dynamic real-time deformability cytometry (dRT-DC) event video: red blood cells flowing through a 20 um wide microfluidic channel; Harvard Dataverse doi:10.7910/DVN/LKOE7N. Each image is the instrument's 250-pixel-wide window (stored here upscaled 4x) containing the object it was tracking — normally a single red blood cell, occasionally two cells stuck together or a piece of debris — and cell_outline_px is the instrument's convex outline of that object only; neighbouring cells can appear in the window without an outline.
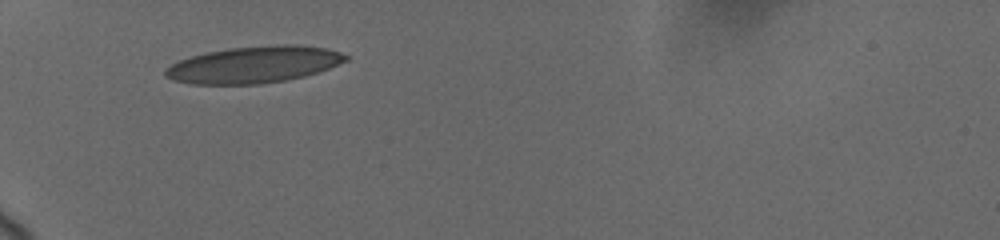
{"species": "human", "species_latin": "Homo sapiens", "temperature_condition": "cold", "stored_images_in_passage": 42, "camera_frame_rate_fps": 3000, "um_per_image_px": 0.085, "donor": {"sex": "female"}, "frame": {"image": 1, "passage_image": 1, "time_ms": 0.0, "image_size_px": [1000, 240], "cell_outline_px": [[348, 60], [328, 68], [304, 76], [284, 80], [260, 84], [192, 84], [172, 80], [164, 76], [164, 68], [180, 60], [192, 56], [208, 52], [232, 48], [280, 44], [292, 44], [328, 48], [340, 52], [348, 56]], "centroid_in_image_um": [21.57, 5.49], "position_along_channel_um": 63.4, "area_um2": 38.32}}
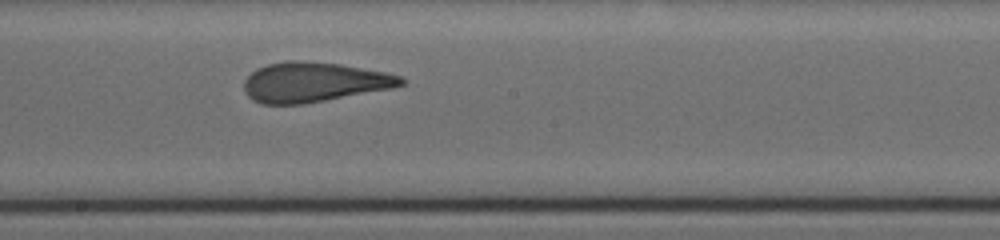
{"frame": {"image": 2, "passage_image": 19, "time_ms": 4.667, "image_size_px": [1000, 240], "cell_outline_px": [[408, 80], [404, 84], [392, 88], [304, 104], [260, 104], [252, 100], [244, 92], [244, 80], [256, 68], [268, 64], [288, 60], [300, 60], [340, 64], [388, 72], [400, 76]], "centroid_in_image_um": [26.68, 6.98], "position_along_channel_um": 221.5, "area_um2": 36.65}}
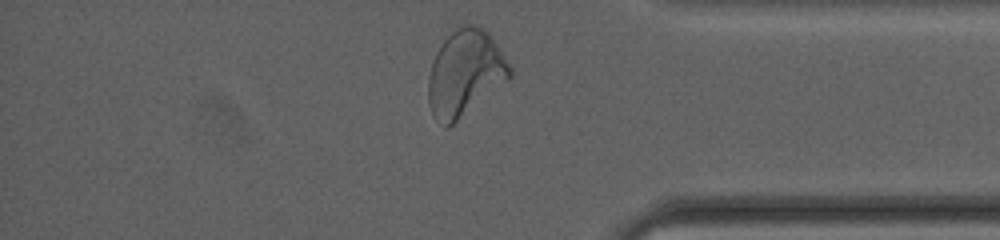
{"frame": {"image": 3, "passage_image": 40, "time_ms": 9.667, "image_size_px": [1000, 240], "cell_outline_px": [[512, 76], [508, 80], [448, 128], [444, 128], [432, 116], [428, 104], [428, 76], [432, 60], [436, 52], [444, 40], [460, 24], [472, 24], [488, 32], [492, 36], [512, 68]], "centroid_in_image_um": [39.51, 6.23], "position_along_channel_um": 395.7, "area_um2": 41.04}, "authors_computed_cell_mechanics": {"area_um2": 36.7897, "velocity_mm_per_s": 3.6825, "shape_relaxation_time_tau1_ms": 6.3455, "shape_relaxation_time_tau2_ms": 1.2008, "deformation_change_tau1": 0.1831, "deformation_change_tau2": 0.0768}}